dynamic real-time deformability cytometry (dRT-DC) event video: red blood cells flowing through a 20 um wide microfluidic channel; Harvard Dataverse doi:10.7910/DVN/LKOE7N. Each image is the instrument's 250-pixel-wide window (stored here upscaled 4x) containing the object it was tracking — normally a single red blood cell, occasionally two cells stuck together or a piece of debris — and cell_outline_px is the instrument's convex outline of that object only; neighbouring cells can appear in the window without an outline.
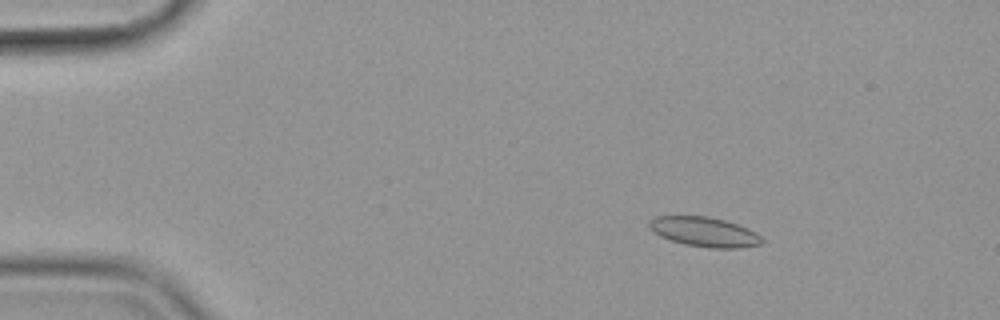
{"species": "common noctule bat (a hibernating species)", "species_latin": "Nyctalus noctula", "temperature_condition": "cold", "stored_images_in_passage": 57, "camera_frame_rate_fps": 3000, "um_per_image_px": 0.085, "animal": {"sex": "female", "body_mass_g": 19.9}, "frame": {"image": 1, "passage_image": 9, "time_ms": 2.667, "image_size_px": [1000, 320], "cell_outline_px": [[764, 240], [760, 244], [740, 248], [712, 248], [684, 244], [660, 236], [648, 228], [648, 224], [656, 216], [708, 216], [724, 220], [748, 228], [756, 232]], "centroid_in_image_um": [59.88, 19.71], "position_along_channel_um": 25.1, "area_um2": 19.36}}
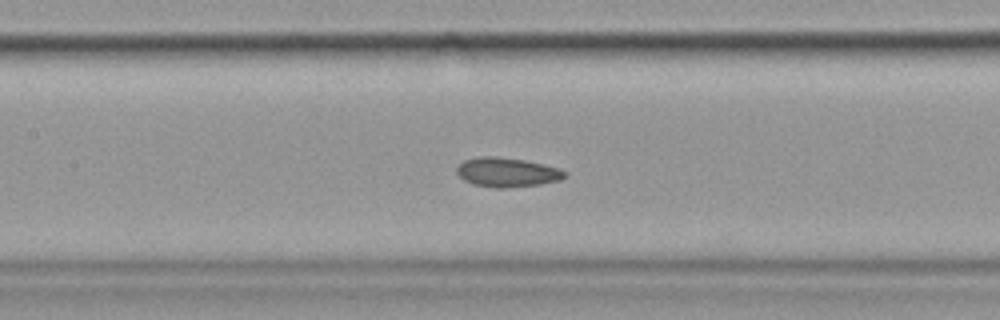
{"frame": {"image": 2, "passage_image": 27, "time_ms": 8.667, "image_size_px": [1000, 320], "cell_outline_px": [[568, 176], [560, 180], [540, 184], [504, 188], [496, 188], [472, 184], [464, 180], [456, 172], [456, 168], [464, 160], [480, 156], [496, 156], [524, 160], [544, 164], [560, 168], [568, 172]], "centroid_in_image_um": [43.13, 14.64], "position_along_channel_um": 164.3, "area_um2": 18.61}}
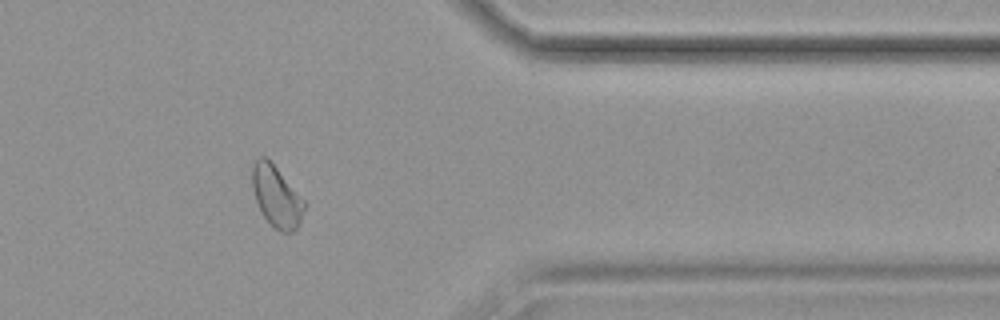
{"frame": {"image": 3, "passage_image": 47, "time_ms": 15.333, "image_size_px": [1000, 320], "cell_outline_px": [[308, 204], [296, 228], [292, 232], [280, 232], [264, 216], [256, 200], [252, 188], [252, 168], [256, 160], [260, 156], [264, 156], [276, 168]], "centroid_in_image_um": [23.52, 16.71], "position_along_channel_um": 387.9, "area_um2": 18.15}, "authors_computed_cell_mechanics": {"area_um2": 18.9584, "velocity_mm_per_s": 3.5726, "shape_relaxation_time_tau1_ms": null, "shape_relaxation_time_tau2_ms": 2.9296, "deformation_change_tau1": null, "deformation_change_tau2": 0.0701}}